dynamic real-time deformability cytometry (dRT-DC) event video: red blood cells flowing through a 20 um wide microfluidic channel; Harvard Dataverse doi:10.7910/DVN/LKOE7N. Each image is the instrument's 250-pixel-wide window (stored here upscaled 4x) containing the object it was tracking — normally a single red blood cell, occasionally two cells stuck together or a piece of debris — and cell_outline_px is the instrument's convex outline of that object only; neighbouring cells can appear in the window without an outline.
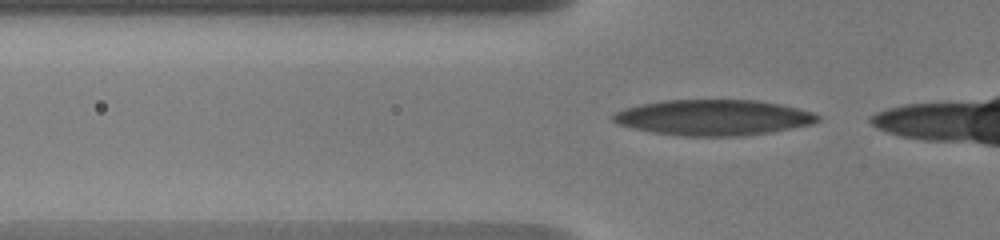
{"species": "human", "species_latin": "Homo sapiens", "temperature_condition": "warm", "stored_images_in_passage": 8, "camera_frame_rate_fps": 3000, "um_per_image_px": 0.085, "donor": {"sex": "male"}, "frame": {"image": 1, "passage_image": 7, "time_ms": 2.667, "image_size_px": [1000, 240], "cell_outline_px": [[820, 120], [812, 124], [772, 132], [740, 136], [680, 136], [652, 132], [632, 128], [620, 124], [612, 120], [612, 116], [616, 112], [624, 108], [640, 104], [664, 100], [760, 100], [780, 104], [812, 112], [820, 116]], "centroid_in_image_um": [60.64, 9.99], "position_along_channel_um": 65.2, "area_um2": 42.6}}
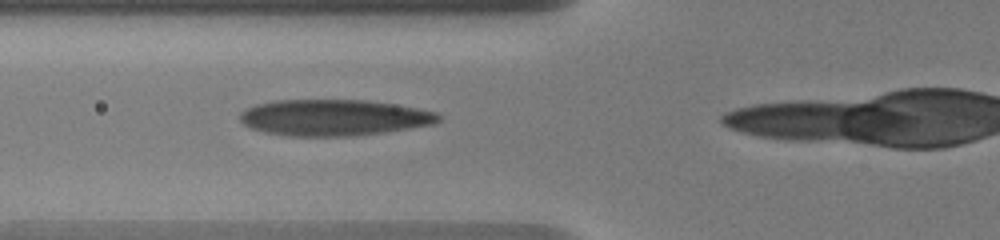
{"frame": {"image": 2, "passage_image": 8, "time_ms": 3.667, "image_size_px": [1000, 240], "cell_outline_px": [[440, 120], [436, 124], [384, 132], [352, 136], [288, 136], [264, 132], [248, 128], [240, 120], [240, 112], [244, 108], [256, 104], [276, 100], [368, 100], [416, 108], [436, 112], [440, 116]], "centroid_in_image_um": [28.34, 10.0], "position_along_channel_um": 97.5, "area_um2": 42.08}}